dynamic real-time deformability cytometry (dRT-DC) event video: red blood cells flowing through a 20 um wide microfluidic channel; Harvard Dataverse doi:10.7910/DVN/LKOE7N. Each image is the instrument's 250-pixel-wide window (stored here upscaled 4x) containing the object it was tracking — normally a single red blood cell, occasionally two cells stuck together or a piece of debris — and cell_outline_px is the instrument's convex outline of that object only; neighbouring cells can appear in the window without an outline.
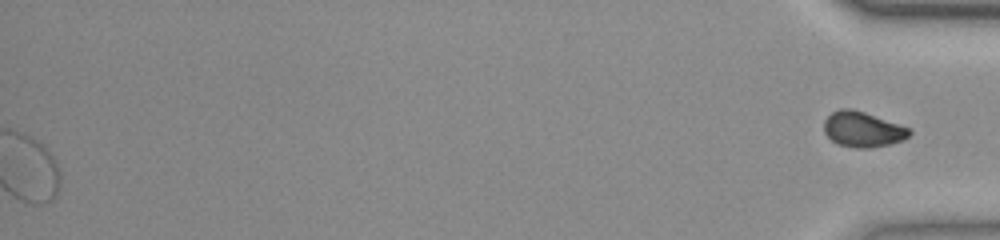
{"species": "common noctule bat (a hibernating species)", "species_latin": "Nyctalus noctula", "temperature_condition": "room temperature", "stored_images_in_passage": 51, "segment_of_instrument_passage": [2, 2], "camera_frame_rate_fps": 3000, "um_per_image_px": 0.085, "animal": {"sex": "female", "body_mass_g": 23.0, "forearm_length_mm": 53.4}, "frame": {"image": 1, "passage_image": 51, "time_ms": 16.667, "image_size_px": [1000, 240], "cell_outline_px": [[912, 132], [908, 136], [900, 140], [888, 144], [868, 148], [860, 148], [836, 144], [824, 132], [824, 120], [832, 112], [840, 108], [852, 108], [864, 112], [908, 128]], "centroid_in_image_um": [73.27, 10.99], "position_along_channel_um": 361.9, "area_um2": 17.22}}